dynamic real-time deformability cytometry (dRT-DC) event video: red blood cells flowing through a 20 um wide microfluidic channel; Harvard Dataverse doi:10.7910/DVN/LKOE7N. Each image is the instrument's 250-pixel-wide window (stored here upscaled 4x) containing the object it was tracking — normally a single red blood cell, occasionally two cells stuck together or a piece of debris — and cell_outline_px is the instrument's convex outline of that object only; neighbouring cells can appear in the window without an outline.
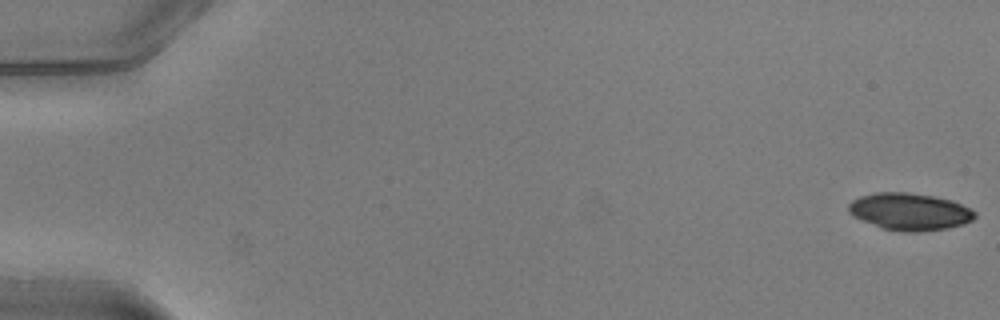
{"species": "common noctule bat (a hibernating species)", "species_latin": "Nyctalus noctula", "temperature_condition": "warm", "stored_images_in_passage": 51, "camera_frame_rate_fps": 3000, "um_per_image_px": 0.085, "animal": {"sex": "male", "body_mass_g": 20.5, "forearm_length_mm": 52.5}, "frame": {"image": 1, "passage_image": 1, "time_ms": 0.0, "image_size_px": [1000, 320], "cell_outline_px": [[976, 216], [972, 220], [964, 224], [948, 228], [924, 232], [904, 232], [880, 228], [860, 220], [852, 216], [848, 212], [848, 204], [852, 200], [860, 196], [876, 192], [908, 192], [932, 196], [952, 200], [972, 208], [976, 212]], "centroid_in_image_um": [77.32, 18.0], "position_along_channel_um": 7.7, "area_um2": 27.8}}
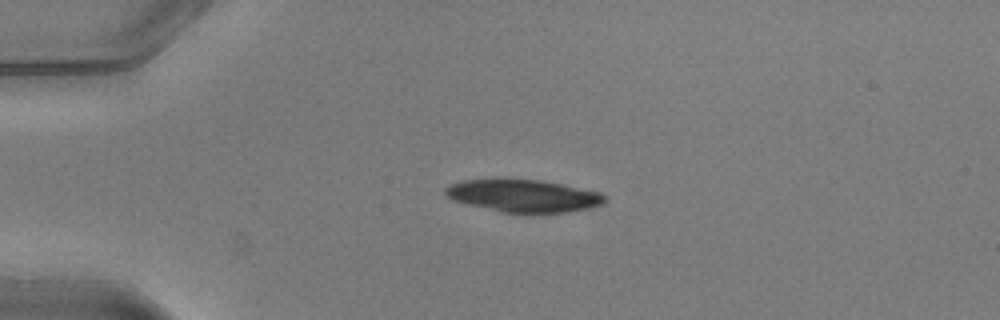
{"frame": {"image": 2, "passage_image": 13, "time_ms": 4.0, "image_size_px": [1000, 320], "cell_outline_px": [[604, 204], [588, 208], [568, 212], [500, 212], [452, 200], [444, 196], [444, 188], [448, 184], [464, 180], [540, 180], [564, 184], [600, 192], [604, 196]], "centroid_in_image_um": [44.46, 16.64], "position_along_channel_um": 40.5, "area_um2": 29.88}}
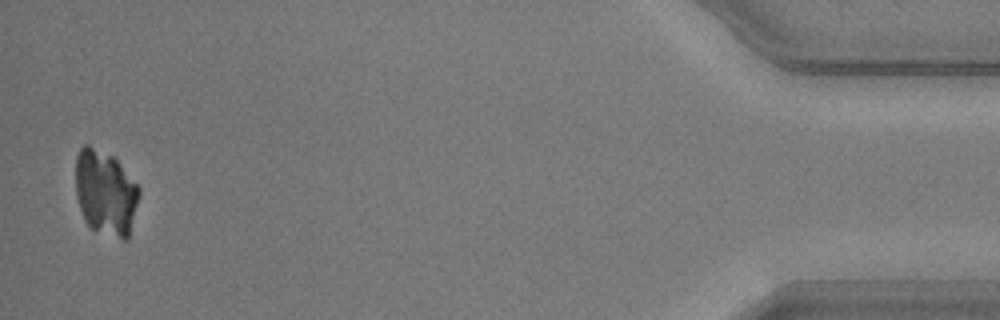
{"frame": {"image": 3, "passage_image": 50, "time_ms": 16.333, "image_size_px": [1000, 320], "cell_outline_px": [[140, 196], [128, 240], [120, 240], [88, 228], [84, 220], [76, 196], [76, 156], [80, 148], [84, 144], [88, 144], [112, 156], [116, 160], [140, 188]], "centroid_in_image_um": [8.96, 16.43], "position_along_channel_um": 426.2, "area_um2": 31.85}}